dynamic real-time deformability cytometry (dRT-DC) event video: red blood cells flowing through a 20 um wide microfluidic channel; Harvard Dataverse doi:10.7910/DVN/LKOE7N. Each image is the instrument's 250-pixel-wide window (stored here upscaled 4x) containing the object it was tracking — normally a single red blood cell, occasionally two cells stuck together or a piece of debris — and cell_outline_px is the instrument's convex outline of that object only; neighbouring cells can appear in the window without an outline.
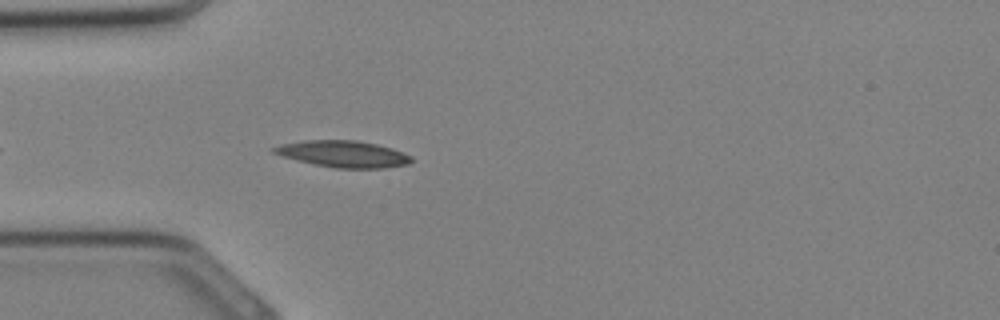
{"species": "Egyptian fruit bat (a non-hibernating species)", "species_latin": "Rousettus aegyptiacus", "temperature_condition": "cold", "stored_images_in_passage": 25, "camera_frame_rate_fps": 3000, "um_per_image_px": 0.085, "animal": {"sex": "female"}, "frame": {"image": 1, "passage_image": 3, "time_ms": 0.667, "image_size_px": [1000, 320], "cell_outline_px": [[412, 160], [408, 164], [384, 168], [336, 168], [316, 164], [284, 156], [272, 152], [272, 148], [280, 144], [304, 140], [356, 140], [376, 144], [392, 148], [412, 156]], "centroid_in_image_um": [29.2, 13.08], "position_along_channel_um": 55.8, "area_um2": 21.04}}
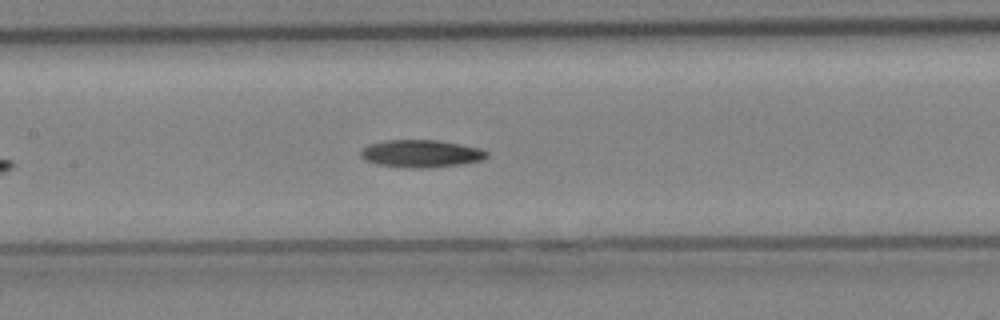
{"frame": {"image": 2, "passage_image": 9, "time_ms": 2.667, "image_size_px": [1000, 320], "cell_outline_px": [[488, 156], [484, 160], [460, 164], [428, 168], [408, 168], [380, 164], [364, 160], [360, 156], [360, 152], [368, 144], [384, 140], [440, 140], [480, 148], [488, 152]], "centroid_in_image_um": [35.8, 13.05], "position_along_channel_um": 171.6, "area_um2": 20.29}}
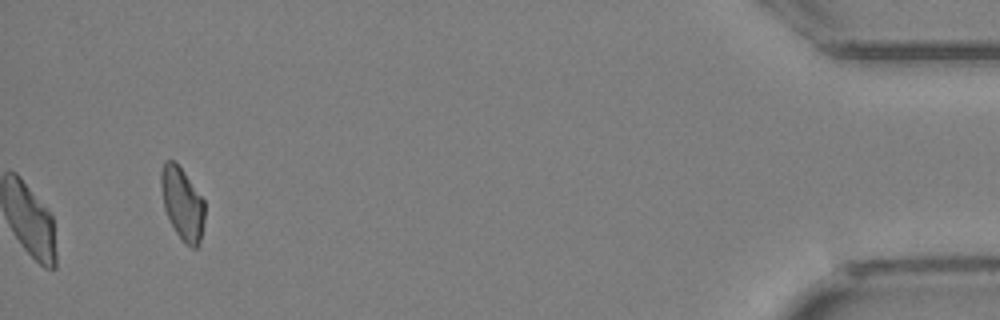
{"frame": {"image": 3, "passage_image": 25, "time_ms": 8.0, "image_size_px": [1000, 320], "cell_outline_px": [[204, 220], [200, 244], [196, 248], [192, 248], [176, 232], [164, 208], [160, 188], [160, 172], [164, 160], [176, 160], [204, 200]], "centroid_in_image_um": [15.48, 17.24], "position_along_channel_um": 419.7, "area_um2": 18.44}}